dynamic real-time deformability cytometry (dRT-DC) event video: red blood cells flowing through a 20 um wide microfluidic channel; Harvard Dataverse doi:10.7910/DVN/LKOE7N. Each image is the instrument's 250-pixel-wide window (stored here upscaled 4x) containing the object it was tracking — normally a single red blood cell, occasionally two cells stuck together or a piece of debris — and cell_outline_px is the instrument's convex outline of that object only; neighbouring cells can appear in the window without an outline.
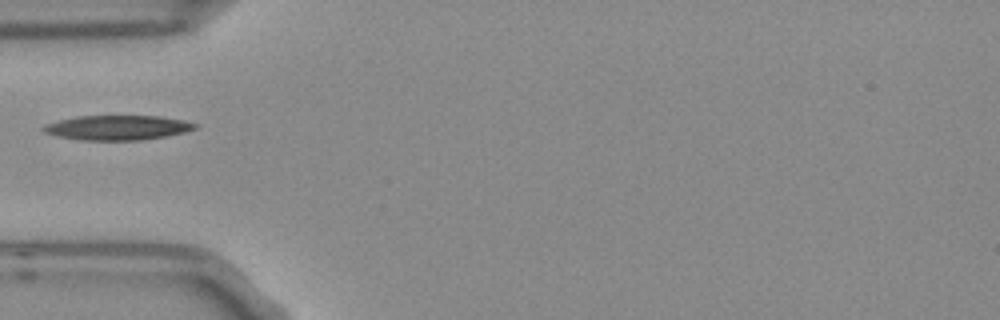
{"species": "Egyptian fruit bat (a non-hibernating species)", "species_latin": "Rousettus aegyptiacus", "temperature_condition": "room temperature", "stored_images_in_passage": 2, "camera_frame_rate_fps": 3000, "um_per_image_px": 0.085, "frame": {"image": 1, "passage_image": 1, "time_ms": 0.0, "image_size_px": [1000, 320], "cell_outline_px": [[200, 124], [196, 128], [184, 132], [164, 136], [140, 140], [80, 140], [56, 136], [44, 132], [40, 128], [44, 124], [76, 116], [160, 116], [184, 120]], "centroid_in_image_um": [9.96, 10.84], "position_along_channel_um": 75.0, "area_um2": 21.85}}
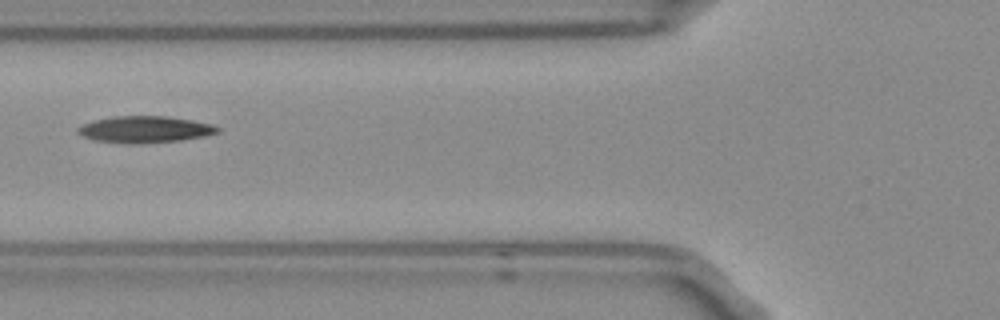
{"frame": {"image": 2, "passage_image": 2, "time_ms": 0.333, "image_size_px": [1000, 320], "cell_outline_px": [[220, 132], [208, 136], [180, 140], [140, 144], [128, 144], [92, 140], [76, 132], [76, 128], [84, 124], [96, 120], [112, 116], [168, 116], [192, 120], [212, 124], [220, 128]], "centroid_in_image_um": [12.34, 11.01], "position_along_channel_um": 113.5, "area_um2": 21.91}}